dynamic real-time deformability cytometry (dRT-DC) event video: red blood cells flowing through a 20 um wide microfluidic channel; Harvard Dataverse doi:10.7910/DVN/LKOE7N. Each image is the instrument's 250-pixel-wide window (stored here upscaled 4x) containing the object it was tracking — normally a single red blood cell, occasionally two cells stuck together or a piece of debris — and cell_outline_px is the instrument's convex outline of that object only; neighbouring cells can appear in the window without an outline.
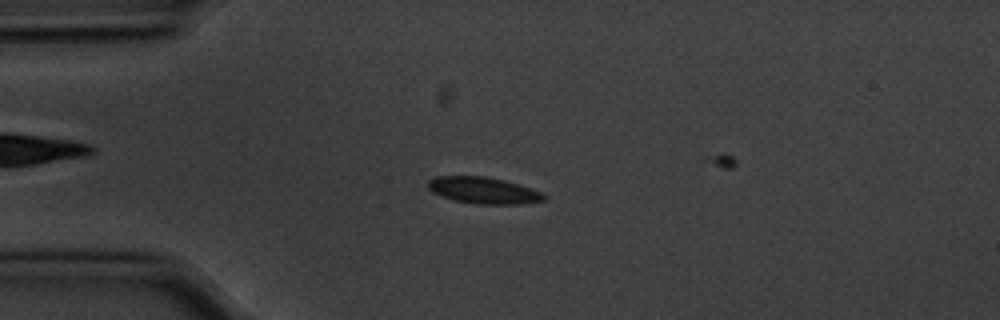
{"species": "common noctule bat (a hibernating species)", "species_latin": "Nyctalus noctula", "temperature_condition": "cold", "stored_images_in_passage": 4, "camera_frame_rate_fps": 3000, "um_per_image_px": 0.085, "animal": {"sex": "male", "body_mass_g": 20.1, "forearm_length_mm": 53.5}, "frame": {"image": 1, "passage_image": 3, "time_ms": 0.667, "image_size_px": [1000, 320], "cell_outline_px": [[544, 200], [520, 204], [476, 204], [452, 200], [440, 196], [432, 192], [428, 188], [428, 180], [436, 176], [484, 176], [504, 180], [532, 188], [540, 192], [544, 196]], "centroid_in_image_um": [41.04, 16.18], "position_along_channel_um": 44.0, "area_um2": 17.92}}